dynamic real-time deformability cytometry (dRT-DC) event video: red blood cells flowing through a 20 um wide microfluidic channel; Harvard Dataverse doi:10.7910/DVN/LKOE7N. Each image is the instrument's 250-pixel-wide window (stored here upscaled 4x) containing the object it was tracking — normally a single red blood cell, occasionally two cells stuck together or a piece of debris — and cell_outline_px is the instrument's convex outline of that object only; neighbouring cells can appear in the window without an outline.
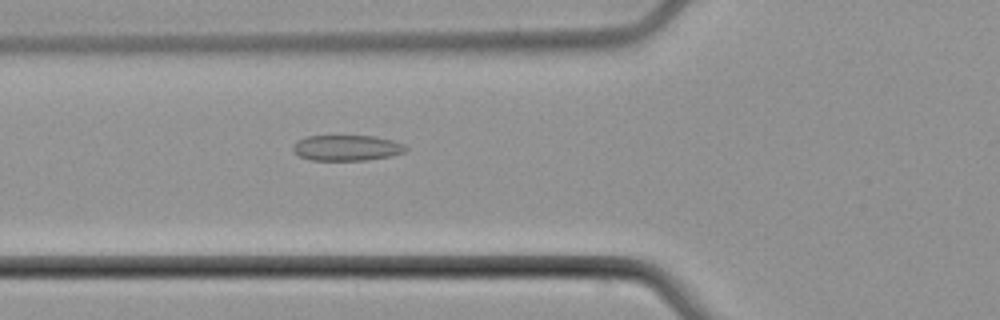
{"species": "common noctule bat (a hibernating species)", "species_latin": "Nyctalus noctula", "temperature_condition": "cold", "stored_images_in_passage": 7, "camera_frame_rate_fps": 3000, "um_per_image_px": 0.085, "animal": {"sex": "male", "body_mass_g": 21.5, "forearm_length_mm": 52.0}, "frame": {"image": 1, "passage_image": 7, "time_ms": 8.667, "image_size_px": [1000, 320], "cell_outline_px": [[408, 148], [404, 152], [392, 156], [364, 160], [312, 160], [300, 156], [292, 148], [292, 144], [296, 140], [308, 136], [376, 136], [392, 140], [404, 144]], "centroid_in_image_um": [29.48, 12.56], "position_along_channel_um": 96.3, "area_um2": 16.88}}